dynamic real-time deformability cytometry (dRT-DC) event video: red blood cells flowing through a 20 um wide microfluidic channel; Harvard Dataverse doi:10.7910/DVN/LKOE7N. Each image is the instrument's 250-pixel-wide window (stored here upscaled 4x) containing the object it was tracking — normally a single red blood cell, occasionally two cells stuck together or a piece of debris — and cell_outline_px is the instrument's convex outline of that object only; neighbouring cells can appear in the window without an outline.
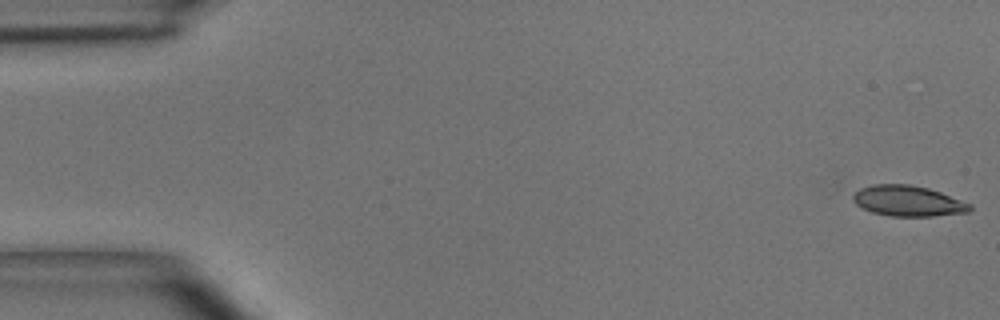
{"species": "common noctule bat (a hibernating species)", "species_latin": "Nyctalus noctula", "temperature_condition": "room temperature", "stored_images_in_passage": 7, "camera_frame_rate_fps": 3000, "um_per_image_px": 0.085, "animal": {"sex": "male", "body_mass_g": 15.6}, "frame": {"image": 1, "passage_image": 1, "time_ms": 0.0, "image_size_px": [1000, 320], "cell_outline_px": [[972, 208], [968, 212], [932, 216], [888, 216], [872, 212], [856, 204], [852, 200], [852, 196], [860, 188], [872, 184], [908, 184], [928, 188], [940, 192], [972, 204]], "centroid_in_image_um": [77.17, 17.08], "position_along_channel_um": 7.8, "area_um2": 20.81}}
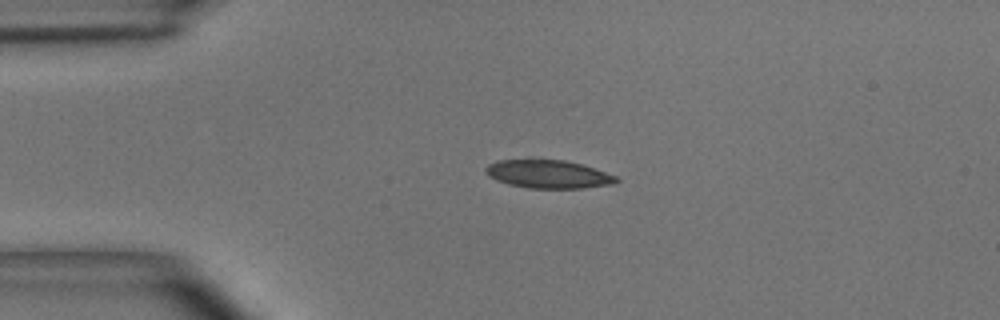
{"frame": {"image": 2, "passage_image": 4, "time_ms": 1.0, "image_size_px": [1000, 320], "cell_outline_px": [[620, 180], [612, 184], [584, 188], [528, 188], [508, 184], [496, 180], [488, 176], [484, 172], [484, 168], [488, 164], [500, 160], [532, 156], [564, 160], [580, 164], [616, 176]], "centroid_in_image_um": [46.5, 14.76], "position_along_channel_um": 38.5, "area_um2": 22.2}}
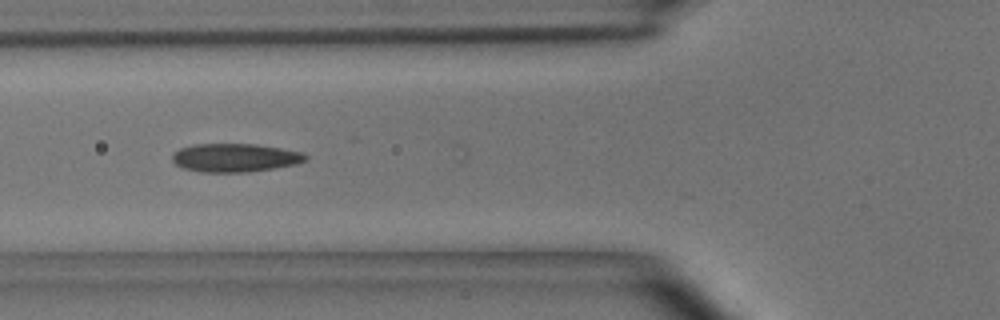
{"frame": {"image": 3, "passage_image": 6, "time_ms": 1.667, "image_size_px": [1000, 320], "cell_outline_px": [[308, 160], [296, 164], [248, 172], [200, 172], [184, 168], [176, 164], [172, 160], [172, 156], [180, 148], [196, 144], [256, 144], [304, 152], [308, 156]], "centroid_in_image_um": [20.01, 13.4], "position_along_channel_um": 105.8, "area_um2": 22.02}}